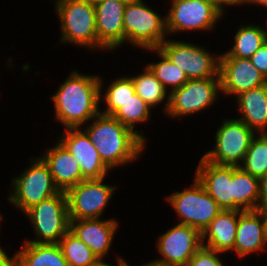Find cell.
Returning <instances> with one entry per match:
<instances>
[{
	"instance_id": "obj_9",
	"label": "cell",
	"mask_w": 267,
	"mask_h": 266,
	"mask_svg": "<svg viewBox=\"0 0 267 266\" xmlns=\"http://www.w3.org/2000/svg\"><path fill=\"white\" fill-rule=\"evenodd\" d=\"M172 63L182 69L189 79L219 78V57L199 46L166 40L157 48Z\"/></svg>"
},
{
	"instance_id": "obj_25",
	"label": "cell",
	"mask_w": 267,
	"mask_h": 266,
	"mask_svg": "<svg viewBox=\"0 0 267 266\" xmlns=\"http://www.w3.org/2000/svg\"><path fill=\"white\" fill-rule=\"evenodd\" d=\"M266 41L264 29L259 26H242L235 35L233 49L220 57H237L250 59L251 56Z\"/></svg>"
},
{
	"instance_id": "obj_6",
	"label": "cell",
	"mask_w": 267,
	"mask_h": 266,
	"mask_svg": "<svg viewBox=\"0 0 267 266\" xmlns=\"http://www.w3.org/2000/svg\"><path fill=\"white\" fill-rule=\"evenodd\" d=\"M193 188L176 192L167 197L179 217L180 224L198 229L201 233L222 210L195 177Z\"/></svg>"
},
{
	"instance_id": "obj_8",
	"label": "cell",
	"mask_w": 267,
	"mask_h": 266,
	"mask_svg": "<svg viewBox=\"0 0 267 266\" xmlns=\"http://www.w3.org/2000/svg\"><path fill=\"white\" fill-rule=\"evenodd\" d=\"M254 136V131L241 120H225L216 132L215 149L203 158L216 165L240 166Z\"/></svg>"
},
{
	"instance_id": "obj_31",
	"label": "cell",
	"mask_w": 267,
	"mask_h": 266,
	"mask_svg": "<svg viewBox=\"0 0 267 266\" xmlns=\"http://www.w3.org/2000/svg\"><path fill=\"white\" fill-rule=\"evenodd\" d=\"M135 93L134 82L131 77L116 79L106 91L104 100L107 108L102 114L112 116Z\"/></svg>"
},
{
	"instance_id": "obj_28",
	"label": "cell",
	"mask_w": 267,
	"mask_h": 266,
	"mask_svg": "<svg viewBox=\"0 0 267 266\" xmlns=\"http://www.w3.org/2000/svg\"><path fill=\"white\" fill-rule=\"evenodd\" d=\"M148 50H156L157 54H159L162 59L157 63H150L147 67L151 70V72L155 75V77L160 81V83L167 90V86L171 85V91H174L180 87H182L187 81L188 78L185 75L184 71L180 69L177 65L172 63L163 53H161L158 49H148Z\"/></svg>"
},
{
	"instance_id": "obj_43",
	"label": "cell",
	"mask_w": 267,
	"mask_h": 266,
	"mask_svg": "<svg viewBox=\"0 0 267 266\" xmlns=\"http://www.w3.org/2000/svg\"><path fill=\"white\" fill-rule=\"evenodd\" d=\"M264 33H265V37H266V41H267V31H264Z\"/></svg>"
},
{
	"instance_id": "obj_21",
	"label": "cell",
	"mask_w": 267,
	"mask_h": 266,
	"mask_svg": "<svg viewBox=\"0 0 267 266\" xmlns=\"http://www.w3.org/2000/svg\"><path fill=\"white\" fill-rule=\"evenodd\" d=\"M267 237L264 224L257 211H244L239 216L234 250L238 256H245L266 247Z\"/></svg>"
},
{
	"instance_id": "obj_29",
	"label": "cell",
	"mask_w": 267,
	"mask_h": 266,
	"mask_svg": "<svg viewBox=\"0 0 267 266\" xmlns=\"http://www.w3.org/2000/svg\"><path fill=\"white\" fill-rule=\"evenodd\" d=\"M151 107L135 93L122 107H120L112 116L119 120L124 126L135 132L144 142L145 139L138 131H134V124L144 122L150 116Z\"/></svg>"
},
{
	"instance_id": "obj_10",
	"label": "cell",
	"mask_w": 267,
	"mask_h": 266,
	"mask_svg": "<svg viewBox=\"0 0 267 266\" xmlns=\"http://www.w3.org/2000/svg\"><path fill=\"white\" fill-rule=\"evenodd\" d=\"M218 90L221 91L220 78L189 79L169 93L165 111L174 117L194 114L213 104Z\"/></svg>"
},
{
	"instance_id": "obj_15",
	"label": "cell",
	"mask_w": 267,
	"mask_h": 266,
	"mask_svg": "<svg viewBox=\"0 0 267 266\" xmlns=\"http://www.w3.org/2000/svg\"><path fill=\"white\" fill-rule=\"evenodd\" d=\"M66 131L60 142L74 156L82 175L86 179L104 178L109 168L103 163L87 133L79 128H66Z\"/></svg>"
},
{
	"instance_id": "obj_5",
	"label": "cell",
	"mask_w": 267,
	"mask_h": 266,
	"mask_svg": "<svg viewBox=\"0 0 267 266\" xmlns=\"http://www.w3.org/2000/svg\"><path fill=\"white\" fill-rule=\"evenodd\" d=\"M29 216L38 238L32 243H58L70 229L68 201L65 191L41 201L24 212Z\"/></svg>"
},
{
	"instance_id": "obj_37",
	"label": "cell",
	"mask_w": 267,
	"mask_h": 266,
	"mask_svg": "<svg viewBox=\"0 0 267 266\" xmlns=\"http://www.w3.org/2000/svg\"><path fill=\"white\" fill-rule=\"evenodd\" d=\"M118 265L119 266H129L126 261L122 258H118ZM91 266H112L102 261L101 257L97 258V260Z\"/></svg>"
},
{
	"instance_id": "obj_17",
	"label": "cell",
	"mask_w": 267,
	"mask_h": 266,
	"mask_svg": "<svg viewBox=\"0 0 267 266\" xmlns=\"http://www.w3.org/2000/svg\"><path fill=\"white\" fill-rule=\"evenodd\" d=\"M128 0H107L95 6L98 48L115 49L124 42L123 15Z\"/></svg>"
},
{
	"instance_id": "obj_4",
	"label": "cell",
	"mask_w": 267,
	"mask_h": 266,
	"mask_svg": "<svg viewBox=\"0 0 267 266\" xmlns=\"http://www.w3.org/2000/svg\"><path fill=\"white\" fill-rule=\"evenodd\" d=\"M55 4L61 21V41L98 47L95 6L87 0H58Z\"/></svg>"
},
{
	"instance_id": "obj_40",
	"label": "cell",
	"mask_w": 267,
	"mask_h": 266,
	"mask_svg": "<svg viewBox=\"0 0 267 266\" xmlns=\"http://www.w3.org/2000/svg\"><path fill=\"white\" fill-rule=\"evenodd\" d=\"M142 266H170V265H167V264H164V263H161L155 260L154 262H151V263H148Z\"/></svg>"
},
{
	"instance_id": "obj_30",
	"label": "cell",
	"mask_w": 267,
	"mask_h": 266,
	"mask_svg": "<svg viewBox=\"0 0 267 266\" xmlns=\"http://www.w3.org/2000/svg\"><path fill=\"white\" fill-rule=\"evenodd\" d=\"M145 72L131 77L134 82L135 92L150 106L163 102L166 89L146 66Z\"/></svg>"
},
{
	"instance_id": "obj_1",
	"label": "cell",
	"mask_w": 267,
	"mask_h": 266,
	"mask_svg": "<svg viewBox=\"0 0 267 266\" xmlns=\"http://www.w3.org/2000/svg\"><path fill=\"white\" fill-rule=\"evenodd\" d=\"M102 80L97 76H86L73 71L59 90L52 96L56 119L66 128H79L95 118L100 112Z\"/></svg>"
},
{
	"instance_id": "obj_41",
	"label": "cell",
	"mask_w": 267,
	"mask_h": 266,
	"mask_svg": "<svg viewBox=\"0 0 267 266\" xmlns=\"http://www.w3.org/2000/svg\"><path fill=\"white\" fill-rule=\"evenodd\" d=\"M244 2L246 3V0H227V5L243 4Z\"/></svg>"
},
{
	"instance_id": "obj_24",
	"label": "cell",
	"mask_w": 267,
	"mask_h": 266,
	"mask_svg": "<svg viewBox=\"0 0 267 266\" xmlns=\"http://www.w3.org/2000/svg\"><path fill=\"white\" fill-rule=\"evenodd\" d=\"M18 252L20 266H69L58 243H32L25 241Z\"/></svg>"
},
{
	"instance_id": "obj_38",
	"label": "cell",
	"mask_w": 267,
	"mask_h": 266,
	"mask_svg": "<svg viewBox=\"0 0 267 266\" xmlns=\"http://www.w3.org/2000/svg\"><path fill=\"white\" fill-rule=\"evenodd\" d=\"M211 3H213L219 10H221L223 12V5H227V0H208Z\"/></svg>"
},
{
	"instance_id": "obj_14",
	"label": "cell",
	"mask_w": 267,
	"mask_h": 266,
	"mask_svg": "<svg viewBox=\"0 0 267 266\" xmlns=\"http://www.w3.org/2000/svg\"><path fill=\"white\" fill-rule=\"evenodd\" d=\"M219 78L221 91L237 94L267 84V80L250 59L220 57Z\"/></svg>"
},
{
	"instance_id": "obj_36",
	"label": "cell",
	"mask_w": 267,
	"mask_h": 266,
	"mask_svg": "<svg viewBox=\"0 0 267 266\" xmlns=\"http://www.w3.org/2000/svg\"><path fill=\"white\" fill-rule=\"evenodd\" d=\"M256 211L259 213L263 220L264 230L267 237V206H258Z\"/></svg>"
},
{
	"instance_id": "obj_23",
	"label": "cell",
	"mask_w": 267,
	"mask_h": 266,
	"mask_svg": "<svg viewBox=\"0 0 267 266\" xmlns=\"http://www.w3.org/2000/svg\"><path fill=\"white\" fill-rule=\"evenodd\" d=\"M259 200V178L233 166V210L256 211Z\"/></svg>"
},
{
	"instance_id": "obj_18",
	"label": "cell",
	"mask_w": 267,
	"mask_h": 266,
	"mask_svg": "<svg viewBox=\"0 0 267 266\" xmlns=\"http://www.w3.org/2000/svg\"><path fill=\"white\" fill-rule=\"evenodd\" d=\"M78 222V223H77ZM115 220H100V218L70 220V231L81 239L98 258L106 255L115 231Z\"/></svg>"
},
{
	"instance_id": "obj_12",
	"label": "cell",
	"mask_w": 267,
	"mask_h": 266,
	"mask_svg": "<svg viewBox=\"0 0 267 266\" xmlns=\"http://www.w3.org/2000/svg\"><path fill=\"white\" fill-rule=\"evenodd\" d=\"M166 17L167 33L181 30L211 29L224 14L208 0H172Z\"/></svg>"
},
{
	"instance_id": "obj_26",
	"label": "cell",
	"mask_w": 267,
	"mask_h": 266,
	"mask_svg": "<svg viewBox=\"0 0 267 266\" xmlns=\"http://www.w3.org/2000/svg\"><path fill=\"white\" fill-rule=\"evenodd\" d=\"M69 266H91L98 256L70 230L58 242Z\"/></svg>"
},
{
	"instance_id": "obj_16",
	"label": "cell",
	"mask_w": 267,
	"mask_h": 266,
	"mask_svg": "<svg viewBox=\"0 0 267 266\" xmlns=\"http://www.w3.org/2000/svg\"><path fill=\"white\" fill-rule=\"evenodd\" d=\"M195 177L222 210H233V166L216 165L202 157Z\"/></svg>"
},
{
	"instance_id": "obj_11",
	"label": "cell",
	"mask_w": 267,
	"mask_h": 266,
	"mask_svg": "<svg viewBox=\"0 0 267 266\" xmlns=\"http://www.w3.org/2000/svg\"><path fill=\"white\" fill-rule=\"evenodd\" d=\"M103 179H85L66 191L70 220L100 218L114 190Z\"/></svg>"
},
{
	"instance_id": "obj_34",
	"label": "cell",
	"mask_w": 267,
	"mask_h": 266,
	"mask_svg": "<svg viewBox=\"0 0 267 266\" xmlns=\"http://www.w3.org/2000/svg\"><path fill=\"white\" fill-rule=\"evenodd\" d=\"M258 206H267V173L259 178Z\"/></svg>"
},
{
	"instance_id": "obj_42",
	"label": "cell",
	"mask_w": 267,
	"mask_h": 266,
	"mask_svg": "<svg viewBox=\"0 0 267 266\" xmlns=\"http://www.w3.org/2000/svg\"><path fill=\"white\" fill-rule=\"evenodd\" d=\"M90 4H92L93 6H96L97 4L107 1V0H87Z\"/></svg>"
},
{
	"instance_id": "obj_32",
	"label": "cell",
	"mask_w": 267,
	"mask_h": 266,
	"mask_svg": "<svg viewBox=\"0 0 267 266\" xmlns=\"http://www.w3.org/2000/svg\"><path fill=\"white\" fill-rule=\"evenodd\" d=\"M217 254L219 252L202 245L185 266H224Z\"/></svg>"
},
{
	"instance_id": "obj_20",
	"label": "cell",
	"mask_w": 267,
	"mask_h": 266,
	"mask_svg": "<svg viewBox=\"0 0 267 266\" xmlns=\"http://www.w3.org/2000/svg\"><path fill=\"white\" fill-rule=\"evenodd\" d=\"M243 212L221 210L201 233L203 246L219 253L234 250L239 216ZM207 236L208 242L204 245L203 241Z\"/></svg>"
},
{
	"instance_id": "obj_22",
	"label": "cell",
	"mask_w": 267,
	"mask_h": 266,
	"mask_svg": "<svg viewBox=\"0 0 267 266\" xmlns=\"http://www.w3.org/2000/svg\"><path fill=\"white\" fill-rule=\"evenodd\" d=\"M238 103L244 115L239 120L253 131L256 129L258 133H267V84L240 93Z\"/></svg>"
},
{
	"instance_id": "obj_39",
	"label": "cell",
	"mask_w": 267,
	"mask_h": 266,
	"mask_svg": "<svg viewBox=\"0 0 267 266\" xmlns=\"http://www.w3.org/2000/svg\"><path fill=\"white\" fill-rule=\"evenodd\" d=\"M258 3L260 5L266 6L267 7V0H246V3Z\"/></svg>"
},
{
	"instance_id": "obj_19",
	"label": "cell",
	"mask_w": 267,
	"mask_h": 266,
	"mask_svg": "<svg viewBox=\"0 0 267 266\" xmlns=\"http://www.w3.org/2000/svg\"><path fill=\"white\" fill-rule=\"evenodd\" d=\"M41 157L48 165L55 185L60 191H67L86 178L82 175L80 166L68 149L59 142Z\"/></svg>"
},
{
	"instance_id": "obj_7",
	"label": "cell",
	"mask_w": 267,
	"mask_h": 266,
	"mask_svg": "<svg viewBox=\"0 0 267 266\" xmlns=\"http://www.w3.org/2000/svg\"><path fill=\"white\" fill-rule=\"evenodd\" d=\"M14 183L9 200L23 212L60 192L55 185L48 165L40 157Z\"/></svg>"
},
{
	"instance_id": "obj_35",
	"label": "cell",
	"mask_w": 267,
	"mask_h": 266,
	"mask_svg": "<svg viewBox=\"0 0 267 266\" xmlns=\"http://www.w3.org/2000/svg\"><path fill=\"white\" fill-rule=\"evenodd\" d=\"M0 266H20V258L18 253L11 259L0 247Z\"/></svg>"
},
{
	"instance_id": "obj_3",
	"label": "cell",
	"mask_w": 267,
	"mask_h": 266,
	"mask_svg": "<svg viewBox=\"0 0 267 266\" xmlns=\"http://www.w3.org/2000/svg\"><path fill=\"white\" fill-rule=\"evenodd\" d=\"M124 41L142 49H157L165 40L166 19L161 18L142 0H128L124 15Z\"/></svg>"
},
{
	"instance_id": "obj_13",
	"label": "cell",
	"mask_w": 267,
	"mask_h": 266,
	"mask_svg": "<svg viewBox=\"0 0 267 266\" xmlns=\"http://www.w3.org/2000/svg\"><path fill=\"white\" fill-rule=\"evenodd\" d=\"M202 245V234L198 229L179 223L159 238L157 247L163 258L156 261L185 266Z\"/></svg>"
},
{
	"instance_id": "obj_33",
	"label": "cell",
	"mask_w": 267,
	"mask_h": 266,
	"mask_svg": "<svg viewBox=\"0 0 267 266\" xmlns=\"http://www.w3.org/2000/svg\"><path fill=\"white\" fill-rule=\"evenodd\" d=\"M250 60L267 80V41L251 56Z\"/></svg>"
},
{
	"instance_id": "obj_27",
	"label": "cell",
	"mask_w": 267,
	"mask_h": 266,
	"mask_svg": "<svg viewBox=\"0 0 267 266\" xmlns=\"http://www.w3.org/2000/svg\"><path fill=\"white\" fill-rule=\"evenodd\" d=\"M243 162L239 167L252 176L260 178L267 173V133L252 138Z\"/></svg>"
},
{
	"instance_id": "obj_2",
	"label": "cell",
	"mask_w": 267,
	"mask_h": 266,
	"mask_svg": "<svg viewBox=\"0 0 267 266\" xmlns=\"http://www.w3.org/2000/svg\"><path fill=\"white\" fill-rule=\"evenodd\" d=\"M86 128L103 163L110 169L134 161L144 148V141L111 115L99 112Z\"/></svg>"
}]
</instances>
